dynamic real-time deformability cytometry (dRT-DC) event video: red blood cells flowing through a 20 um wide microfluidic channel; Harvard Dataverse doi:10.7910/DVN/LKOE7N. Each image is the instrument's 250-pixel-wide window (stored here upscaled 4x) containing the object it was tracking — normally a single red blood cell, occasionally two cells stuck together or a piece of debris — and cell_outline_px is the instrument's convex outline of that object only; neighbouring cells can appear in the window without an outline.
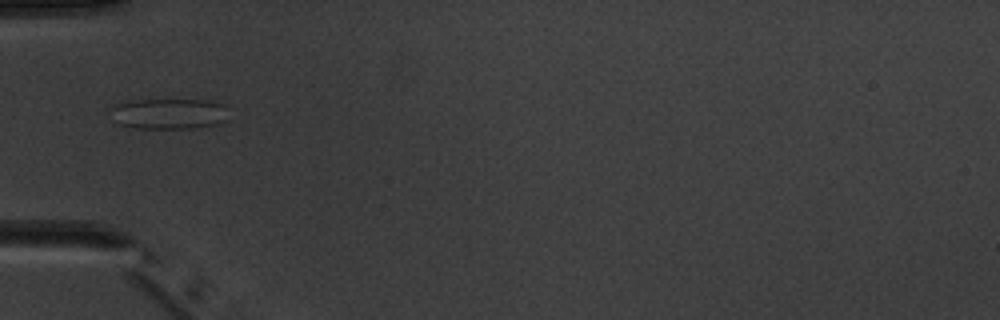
{"species": "common noctule bat (a hibernating species)", "species_latin": "Nyctalus noctula", "temperature_condition": "warm", "stored_images_in_passage": 1, "camera_frame_rate_fps": 3000, "um_per_image_px": 0.085, "animal": {"sex": "male", "body_mass_g": 20.1, "forearm_length_mm": 53.5}, "frame": {"image": 1, "passage_image": 1, "time_ms": 0.0, "image_size_px": [1000, 320], "cell_outline_px": [[224, 120], [216, 124], [192, 128], [136, 128], [120, 124], [112, 120], [112, 104], [132, 100], [204, 100], [224, 104]], "centroid_in_image_um": [14.26, 9.66], "position_along_channel_um": 70.7, "area_um2": 20.81}}